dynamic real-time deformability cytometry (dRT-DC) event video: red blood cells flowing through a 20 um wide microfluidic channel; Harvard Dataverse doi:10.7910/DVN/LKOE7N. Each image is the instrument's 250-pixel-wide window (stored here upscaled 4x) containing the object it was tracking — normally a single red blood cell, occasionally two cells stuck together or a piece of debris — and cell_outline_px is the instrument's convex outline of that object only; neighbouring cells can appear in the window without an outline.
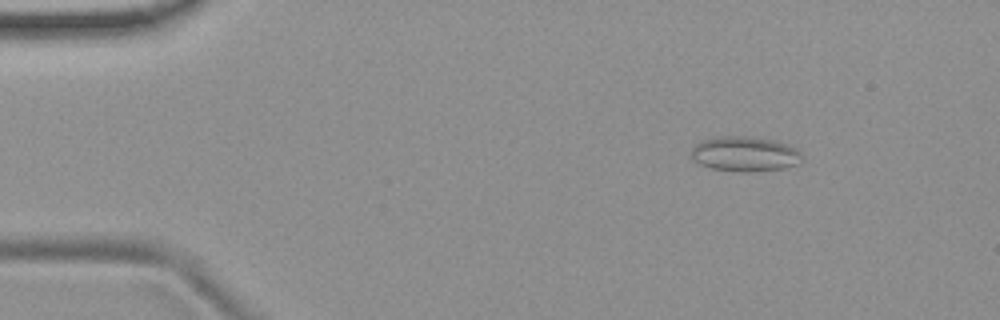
{"species": "common noctule bat (a hibernating species)", "species_latin": "Nyctalus noctula", "temperature_condition": "room temperature", "stored_images_in_passage": 49, "camera_frame_rate_fps": 3000, "um_per_image_px": 0.085, "animal": {"sex": "female", "body_mass_g": 19.9}, "frame": {"image": 1, "passage_image": 3, "time_ms": 0.667, "image_size_px": [1000, 320], "cell_outline_px": [[800, 164], [784, 168], [752, 172], [740, 172], [712, 168], [700, 164], [692, 160], [692, 148], [696, 144], [704, 140], [724, 136], [740, 136], [776, 140], [788, 144], [796, 148], [800, 152]], "centroid_in_image_um": [63.33, 13.1], "position_along_channel_um": 21.7, "area_um2": 22.48}}
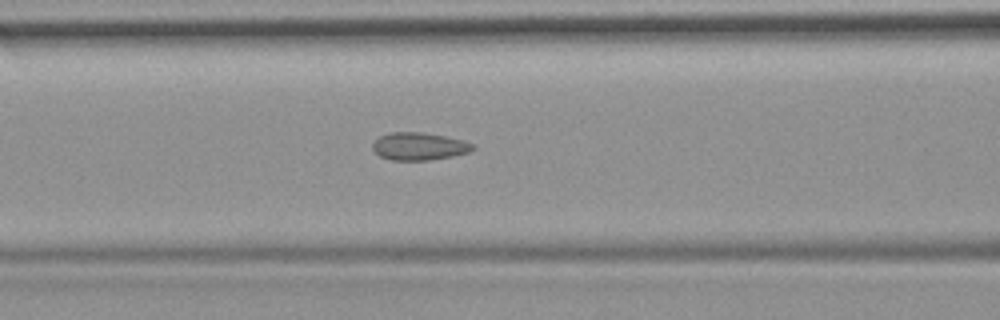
{"frame": {"image": 2, "passage_image": 18, "time_ms": 5.667, "image_size_px": [1000, 320], "cell_outline_px": [[476, 148], [468, 152], [452, 156], [428, 160], [392, 160], [380, 156], [372, 148], [372, 144], [380, 136], [388, 132], [420, 132], [444, 136], [460, 140], [472, 144]], "centroid_in_image_um": [35.59, 12.43], "position_along_channel_um": 131.0, "area_um2": 15.9}}
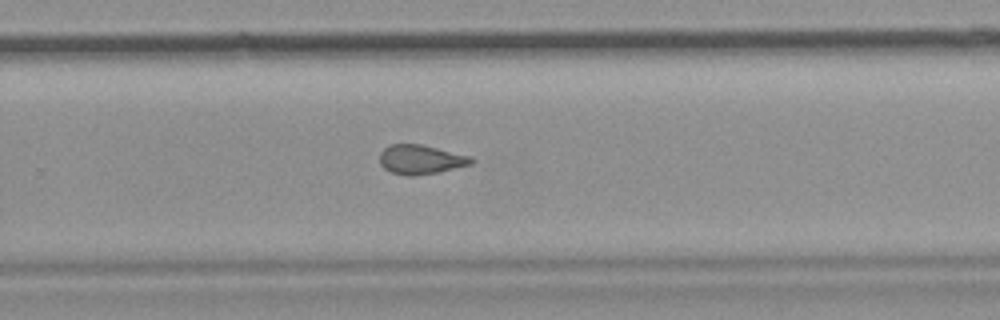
{"frame": {"image": 3, "passage_image": 31, "time_ms": 10.0, "image_size_px": [1000, 320], "cell_outline_px": [[476, 160], [472, 164], [440, 172], [412, 176], [408, 176], [392, 172], [384, 168], [380, 164], [380, 152], [388, 144], [420, 144], [472, 156]], "centroid_in_image_um": [35.79, 13.55], "position_along_channel_um": 294.0, "area_um2": 15.78}, "authors_computed_cell_mechanics": {"area_um2": 16.0106, "velocity_mm_per_s": 3.7846, "shape_relaxation_time_tau1_ms": null, "shape_relaxation_time_tau2_ms": 1.4475, "deformation_change_tau1": null, "deformation_change_tau2": 0.0802}}